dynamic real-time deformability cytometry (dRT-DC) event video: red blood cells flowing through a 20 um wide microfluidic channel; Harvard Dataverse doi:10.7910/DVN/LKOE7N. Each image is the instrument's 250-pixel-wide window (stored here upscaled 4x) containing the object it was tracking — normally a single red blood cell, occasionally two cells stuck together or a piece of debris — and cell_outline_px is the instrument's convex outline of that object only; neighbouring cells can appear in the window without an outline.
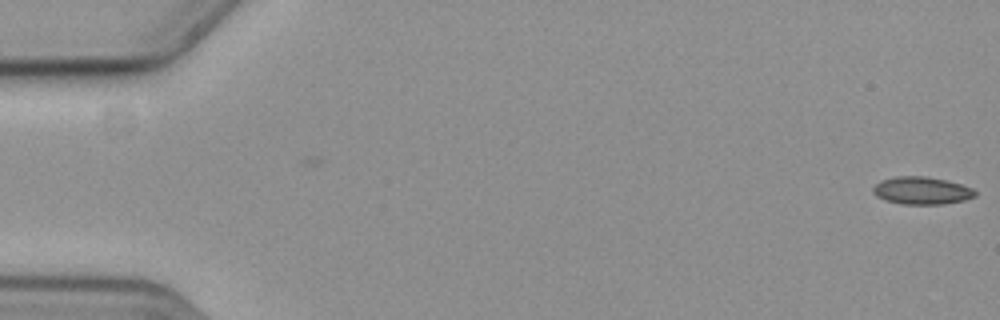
{"species": "common noctule bat (a hibernating species)", "species_latin": "Nyctalus noctula", "temperature_condition": "cold", "stored_images_in_passage": 2, "camera_frame_rate_fps": 3000, "um_per_image_px": 0.085, "animal": {"sex": "female", "body_mass_g": 19.3, "forearm_length_mm": 54.1}, "frame": {"image": 1, "passage_image": 2, "time_ms": 0.333, "image_size_px": [1000, 320], "cell_outline_px": [[976, 196], [964, 200], [940, 204], [904, 204], [888, 200], [876, 196], [872, 192], [872, 188], [880, 180], [896, 176], [924, 176], [948, 180], [972, 188], [976, 192]], "centroid_in_image_um": [78.34, 16.19], "position_along_channel_um": 6.7, "area_um2": 16.3}}